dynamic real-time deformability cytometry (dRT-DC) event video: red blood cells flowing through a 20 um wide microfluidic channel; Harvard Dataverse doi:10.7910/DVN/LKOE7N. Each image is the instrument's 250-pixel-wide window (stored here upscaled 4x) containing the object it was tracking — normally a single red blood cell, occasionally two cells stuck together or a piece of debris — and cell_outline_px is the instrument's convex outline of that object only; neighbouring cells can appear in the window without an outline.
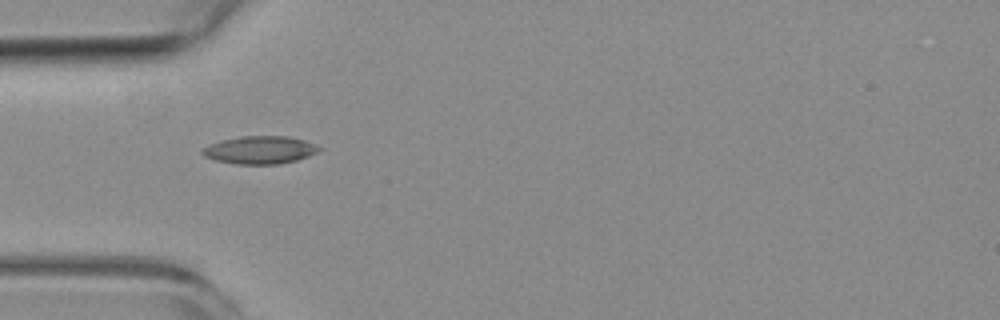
{"species": "common noctule bat (a hibernating species)", "species_latin": "Nyctalus noctula", "temperature_condition": "room temperature", "stored_images_in_passage": 4, "camera_frame_rate_fps": 3000, "um_per_image_px": 0.085, "animal": {"sex": "female", "body_mass_g": 19.3, "forearm_length_mm": 54.1}, "frame": {"image": 1, "passage_image": 3, "time_ms": 2.667, "image_size_px": [1000, 320], "cell_outline_px": [[320, 148], [316, 152], [308, 156], [296, 160], [280, 164], [236, 164], [216, 160], [204, 156], [200, 152], [208, 144], [220, 140], [240, 136], [288, 136], [304, 140]], "centroid_in_image_um": [22.04, 12.74], "position_along_channel_um": 63.0, "area_um2": 18.79}}
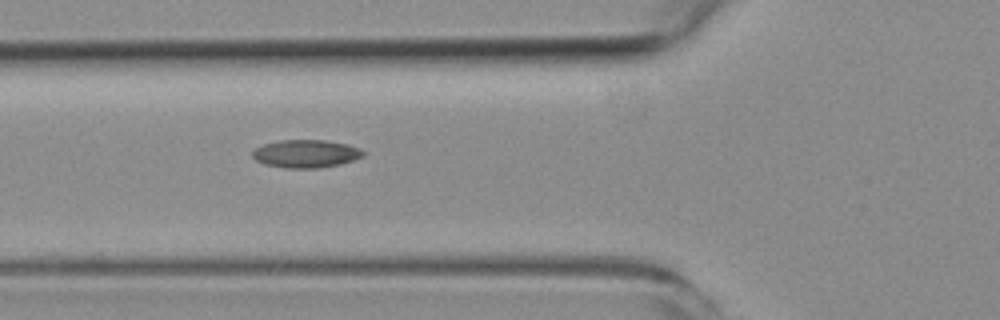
{"frame": {"image": 2, "passage_image": 4, "time_ms": 3.667, "image_size_px": [1000, 320], "cell_outline_px": [[364, 156], [340, 164], [316, 168], [284, 168], [264, 164], [256, 160], [252, 156], [252, 152], [256, 148], [264, 144], [280, 140], [324, 140], [348, 144], [360, 148], [364, 152]], "centroid_in_image_um": [26.0, 13.06], "position_along_channel_um": 99.8, "area_um2": 17.98}}